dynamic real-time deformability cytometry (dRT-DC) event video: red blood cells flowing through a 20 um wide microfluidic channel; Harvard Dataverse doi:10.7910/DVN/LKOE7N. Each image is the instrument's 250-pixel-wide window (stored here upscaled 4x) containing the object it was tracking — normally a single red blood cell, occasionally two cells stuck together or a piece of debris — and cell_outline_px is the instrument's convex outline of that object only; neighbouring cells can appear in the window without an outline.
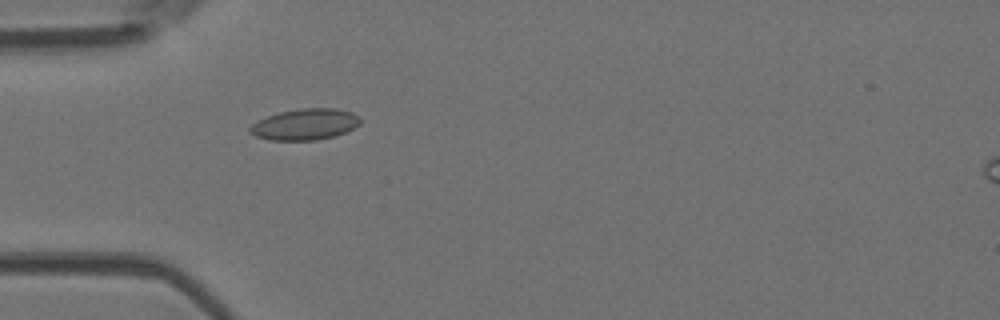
{"species": "Egyptian fruit bat (a non-hibernating species)", "species_latin": "Rousettus aegyptiacus", "temperature_condition": "room temperature", "stored_images_in_passage": 2, "camera_frame_rate_fps": 3000, "um_per_image_px": 0.085, "animal": {"sex": "female"}, "frame": {"image": 1, "passage_image": 1, "time_ms": 0.0, "image_size_px": [1000, 320], "cell_outline_px": [[360, 124], [336, 136], [316, 140], [272, 140], [256, 136], [248, 132], [248, 128], [256, 120], [280, 112], [300, 108], [336, 108], [352, 112], [360, 116]], "centroid_in_image_um": [25.92, 10.56], "position_along_channel_um": 59.1, "area_um2": 20.11}}